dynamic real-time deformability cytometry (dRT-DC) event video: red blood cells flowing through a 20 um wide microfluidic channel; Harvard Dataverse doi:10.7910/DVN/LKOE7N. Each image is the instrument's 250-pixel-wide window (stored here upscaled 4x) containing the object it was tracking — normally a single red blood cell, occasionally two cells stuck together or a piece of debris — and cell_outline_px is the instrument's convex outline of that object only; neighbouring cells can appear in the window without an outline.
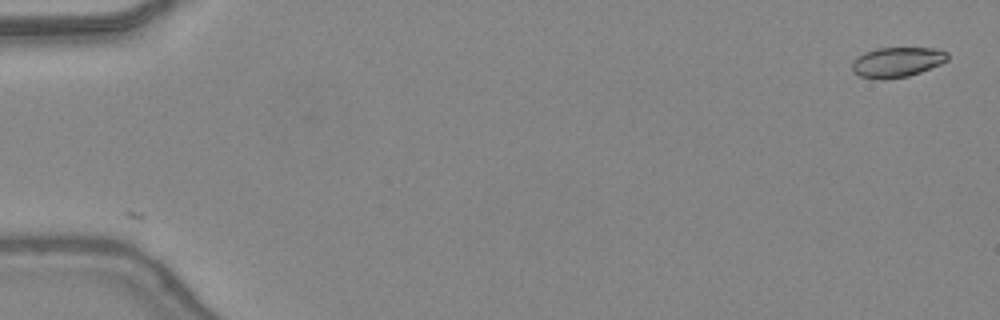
{"species": "common noctule bat (a hibernating species)", "species_latin": "Nyctalus noctula", "temperature_condition": "warm", "stored_images_in_passage": 10, "camera_frame_rate_fps": 3000, "um_per_image_px": 0.085, "animal": {"sex": "female", "body_mass_g": 24.6, "forearm_length_mm": 56.2}, "frame": {"image": 1, "passage_image": 1, "time_ms": 0.0, "image_size_px": [1000, 320], "cell_outline_px": [[948, 60], [940, 64], [920, 72], [908, 76], [860, 76], [852, 72], [852, 60], [856, 56], [864, 52], [876, 48], [936, 48], [948, 52]], "centroid_in_image_um": [76.27, 5.22], "position_along_channel_um": 8.7, "area_um2": 16.18}}